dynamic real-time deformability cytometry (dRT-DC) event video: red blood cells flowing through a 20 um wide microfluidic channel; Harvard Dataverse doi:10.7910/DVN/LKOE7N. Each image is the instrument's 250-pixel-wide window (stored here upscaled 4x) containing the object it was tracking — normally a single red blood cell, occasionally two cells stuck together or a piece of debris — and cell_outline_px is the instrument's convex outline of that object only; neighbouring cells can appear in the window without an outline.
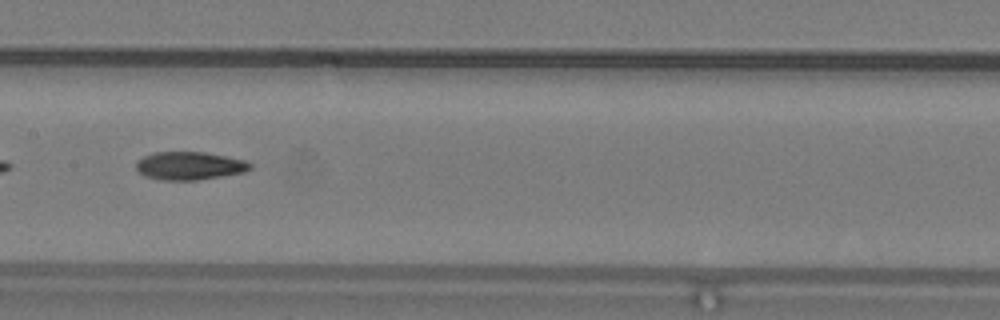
{"species": "common noctule bat (a hibernating species)", "species_latin": "Nyctalus noctula", "temperature_condition": "warm", "stored_images_in_passage": 35, "camera_frame_rate_fps": 3000, "um_per_image_px": 0.085, "animal": {"sex": "male", "body_mass_g": 19.2, "forearm_length_mm": 51.8}, "frame": {"image": 1, "passage_image": 11, "time_ms": 3.333, "image_size_px": [1000, 320], "cell_outline_px": [[252, 168], [244, 172], [196, 180], [160, 180], [144, 176], [136, 168], [136, 160], [152, 152], [204, 152], [244, 160], [252, 164]], "centroid_in_image_um": [16.07, 14.09], "position_along_channel_um": 191.3, "area_um2": 18.61}, "authors_computed_cell_mechanics": {"area_um2": 18.6116, "velocity_mm_per_s": 4.22, "shape_relaxation_time_tau1_ms": 7.6652, "shape_relaxation_time_tau2_ms": 4.1205, "deformation_change_tau1": 0.208, "deformation_change_tau2": 0.1301}}